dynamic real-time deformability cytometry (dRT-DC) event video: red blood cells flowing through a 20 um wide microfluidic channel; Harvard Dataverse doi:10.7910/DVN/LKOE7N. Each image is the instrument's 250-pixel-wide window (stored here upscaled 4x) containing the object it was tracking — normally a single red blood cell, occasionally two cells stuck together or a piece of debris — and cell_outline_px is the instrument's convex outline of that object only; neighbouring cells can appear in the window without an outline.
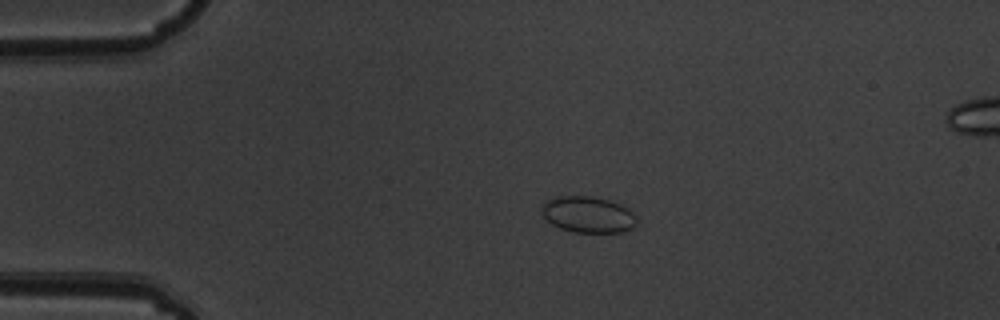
{"species": "common noctule bat (a hibernating species)", "species_latin": "Nyctalus noctula", "temperature_condition": "warm", "stored_images_in_passage": 7, "camera_frame_rate_fps": 3000, "um_per_image_px": 0.085, "animal": {"sex": "male", "body_mass_g": 19.5, "forearm_length_mm": 54.6}, "frame": {"image": 1, "passage_image": 4, "time_ms": 1.0, "image_size_px": [1000, 320], "cell_outline_px": [[636, 224], [632, 228], [624, 232], [572, 232], [560, 228], [552, 224], [540, 212], [540, 208], [544, 200], [556, 196], [592, 196], [608, 200], [620, 204], [628, 208], [636, 216]], "centroid_in_image_um": [49.95, 18.23], "position_along_channel_um": 35.0, "area_um2": 20.29}}
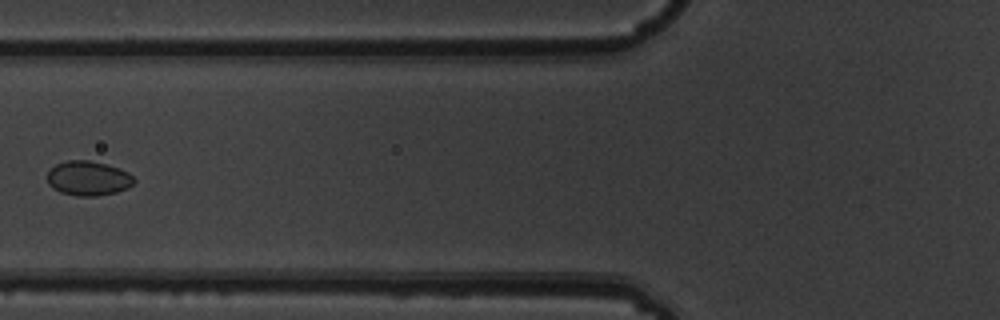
{"frame": {"image": 2, "passage_image": 7, "time_ms": 2.0, "image_size_px": [1000, 320], "cell_outline_px": [[136, 180], [128, 188], [116, 192], [96, 196], [76, 196], [60, 192], [52, 188], [48, 184], [48, 172], [56, 164], [68, 160], [88, 160], [108, 164], [128, 172]], "centroid_in_image_um": [7.5, 15.16], "position_along_channel_um": 118.3, "area_um2": 17.51}}